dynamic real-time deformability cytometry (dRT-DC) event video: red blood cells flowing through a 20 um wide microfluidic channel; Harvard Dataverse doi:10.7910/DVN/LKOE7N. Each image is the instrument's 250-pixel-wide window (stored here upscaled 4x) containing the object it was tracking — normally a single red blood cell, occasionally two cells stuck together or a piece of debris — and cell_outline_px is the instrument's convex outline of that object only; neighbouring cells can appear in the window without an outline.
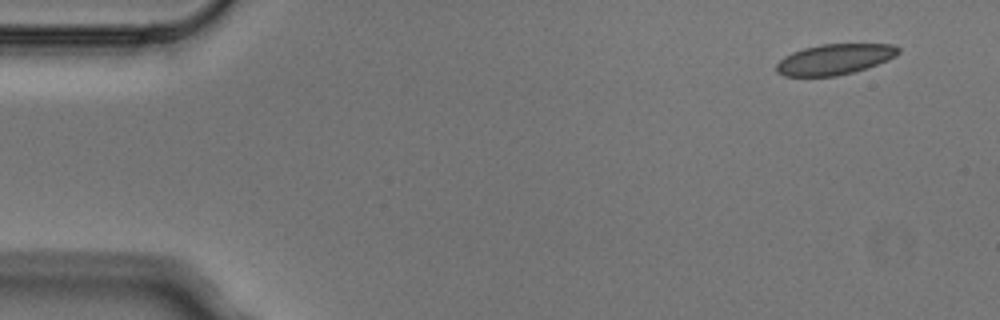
{"species": "Egyptian fruit bat (a non-hibernating species)", "species_latin": "Rousettus aegyptiacus", "temperature_condition": "cold", "stored_images_in_passage": 4, "camera_frame_rate_fps": 3000, "um_per_image_px": 0.085, "animal": {"sex": "male"}, "frame": {"image": 1, "passage_image": 1, "time_ms": 0.0, "image_size_px": [1000, 320], "cell_outline_px": [[900, 52], [896, 56], [888, 60], [868, 68], [836, 76], [784, 76], [776, 72], [776, 64], [784, 56], [792, 52], [804, 48], [820, 44], [892, 44], [900, 48]], "centroid_in_image_um": [70.95, 5.04], "position_along_channel_um": 14.1, "area_um2": 21.85}}
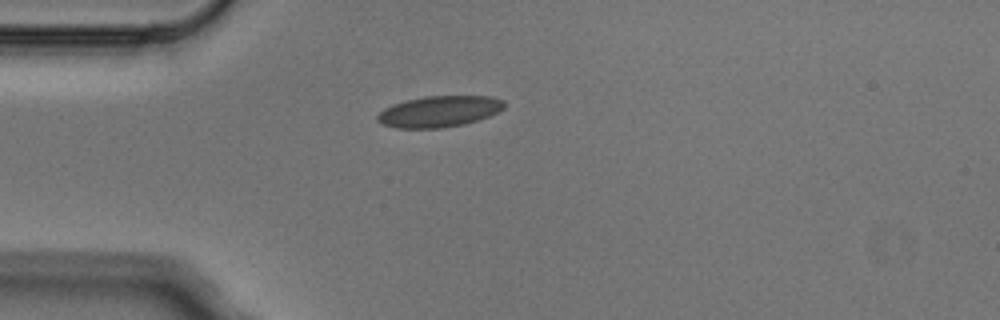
{"frame": {"image": 2, "passage_image": 3, "time_ms": 0.667, "image_size_px": [1000, 320], "cell_outline_px": [[504, 108], [480, 120], [464, 124], [440, 128], [396, 128], [380, 124], [376, 120], [376, 116], [384, 108], [392, 104], [424, 96], [488, 96], [504, 100]], "centroid_in_image_um": [37.3, 9.48], "position_along_channel_um": 47.7, "area_um2": 23.06}}